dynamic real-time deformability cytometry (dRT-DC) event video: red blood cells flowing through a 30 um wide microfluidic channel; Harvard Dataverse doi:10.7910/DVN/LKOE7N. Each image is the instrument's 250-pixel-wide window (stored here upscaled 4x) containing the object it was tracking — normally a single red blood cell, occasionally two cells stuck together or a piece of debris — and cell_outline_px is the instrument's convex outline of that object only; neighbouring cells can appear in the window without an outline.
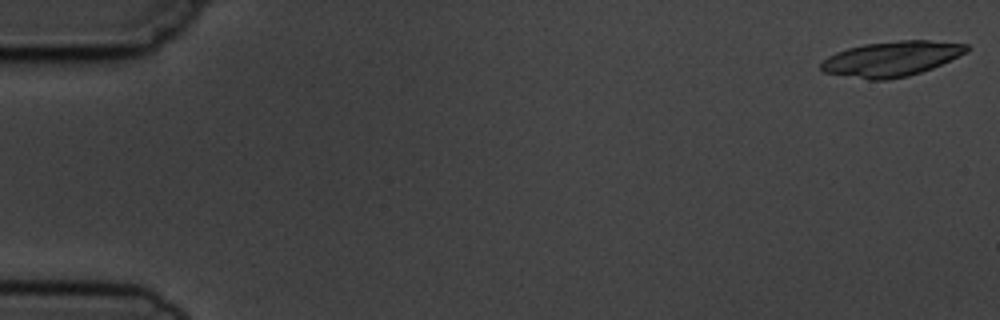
{"species": "common noctule bat (a hibernating species)", "species_latin": "Nyctalus noctula", "temperature_condition": "cold", "stored_images_in_passage": 5, "camera_frame_rate_fps": 3000, "um_per_image_px": 0.085, "animal": {"sex": "male", "body_mass_g": 19.5, "forearm_length_mm": 54.6}, "frame": {"image": 1, "passage_image": 1, "time_ms": 0.0, "image_size_px": [1000, 320], "cell_outline_px": [[968, 52], [932, 68], [908, 76], [888, 80], [868, 80], [824, 72], [820, 68], [820, 64], [828, 56], [836, 52], [848, 48], [864, 44], [900, 40], [928, 40], [968, 44]], "centroid_in_image_um": [75.77, 5.0], "position_along_channel_um": 9.2, "area_um2": 29.71}}